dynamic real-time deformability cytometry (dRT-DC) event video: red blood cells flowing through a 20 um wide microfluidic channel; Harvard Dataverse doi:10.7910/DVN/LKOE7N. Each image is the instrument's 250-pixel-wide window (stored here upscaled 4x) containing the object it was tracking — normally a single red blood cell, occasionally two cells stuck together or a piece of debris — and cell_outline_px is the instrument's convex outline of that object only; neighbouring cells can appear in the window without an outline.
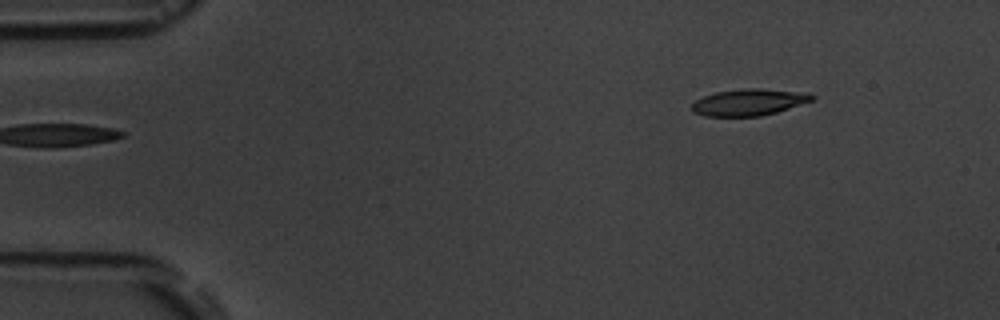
{"species": "common noctule bat (a hibernating species)", "species_latin": "Nyctalus noctula", "temperature_condition": "room temperature", "stored_images_in_passage": 3, "camera_frame_rate_fps": 3000, "um_per_image_px": 0.085, "animal": {"sex": "male", "body_mass_g": 19.5, "forearm_length_mm": 54.6}, "frame": {"image": 1, "passage_image": 3, "time_ms": 2.333, "image_size_px": [1000, 320], "cell_outline_px": [[816, 96], [812, 100], [776, 112], [760, 116], [704, 116], [692, 112], [688, 108], [696, 100], [704, 96], [716, 92], [744, 88], [760, 88], [808, 92]], "centroid_in_image_um": [63.63, 8.68], "position_along_channel_um": 21.4, "area_um2": 18.73}}